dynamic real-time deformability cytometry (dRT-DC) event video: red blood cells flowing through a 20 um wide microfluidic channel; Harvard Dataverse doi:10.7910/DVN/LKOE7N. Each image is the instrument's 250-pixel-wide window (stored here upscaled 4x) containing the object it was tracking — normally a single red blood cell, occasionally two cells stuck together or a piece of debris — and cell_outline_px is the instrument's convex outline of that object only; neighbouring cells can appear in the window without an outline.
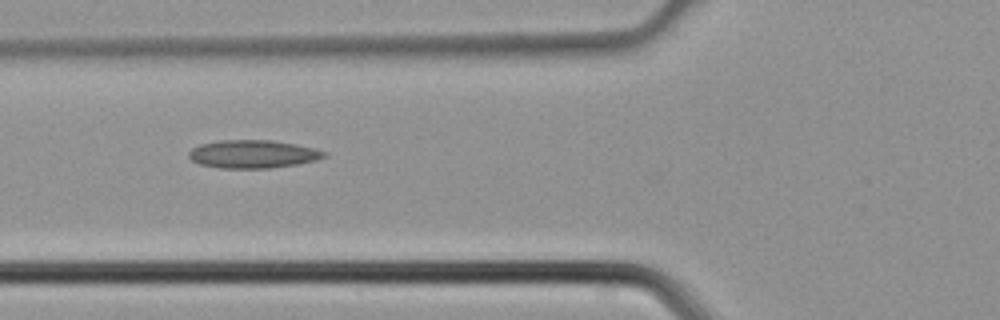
{"species": "common noctule bat (a hibernating species)", "species_latin": "Nyctalus noctula", "temperature_condition": "cold", "stored_images_in_passage": 5, "camera_frame_rate_fps": 3000, "um_per_image_px": 0.085, "animal": {"sex": "male", "body_mass_g": 21.5, "forearm_length_mm": 52.0}, "frame": {"image": 1, "passage_image": 5, "time_ms": 1.333, "image_size_px": [1000, 320], "cell_outline_px": [[328, 156], [316, 160], [296, 164], [268, 168], [220, 168], [200, 164], [192, 160], [188, 156], [188, 152], [192, 148], [200, 144], [220, 140], [272, 140], [296, 144], [316, 148], [328, 152]], "centroid_in_image_um": [21.52, 13.09], "position_along_channel_um": 104.3, "area_um2": 22.25}}